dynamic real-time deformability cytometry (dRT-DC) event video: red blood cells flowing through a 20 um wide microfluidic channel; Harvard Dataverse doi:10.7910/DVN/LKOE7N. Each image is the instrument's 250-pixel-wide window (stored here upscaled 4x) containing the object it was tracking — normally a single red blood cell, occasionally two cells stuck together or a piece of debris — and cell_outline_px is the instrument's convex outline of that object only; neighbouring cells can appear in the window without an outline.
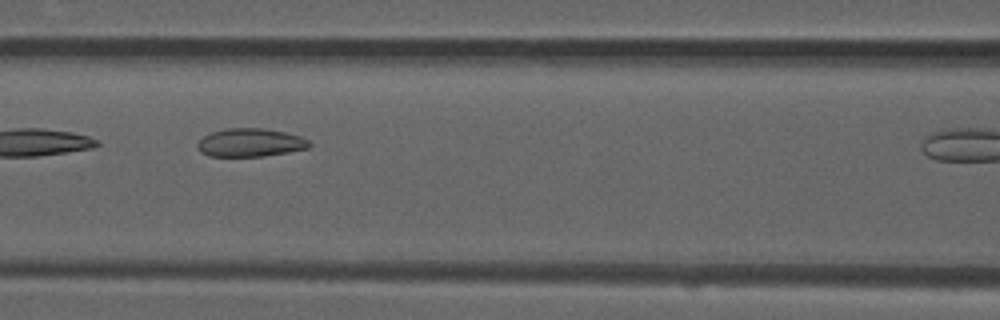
{"species": "common noctule bat (a hibernating species)", "species_latin": "Nyctalus noctula", "temperature_condition": "room temperature", "stored_images_in_passage": 5, "camera_frame_rate_fps": 3000, "um_per_image_px": 0.085, "animal": {"sex": "male", "forearm_length_mm": 52.5}, "frame": {"image": 1, "passage_image": 4, "time_ms": 1.0, "image_size_px": [1000, 320], "cell_outline_px": [[312, 144], [308, 148], [288, 152], [264, 156], [208, 156], [200, 152], [196, 144], [204, 136], [212, 132], [228, 128], [264, 128], [284, 132], [300, 136], [308, 140]], "centroid_in_image_um": [21.27, 12.12], "position_along_channel_um": 145.3, "area_um2": 18.38}}